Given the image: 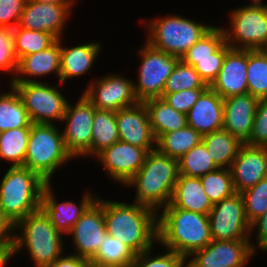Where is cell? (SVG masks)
<instances>
[{
    "label": "cell",
    "mask_w": 267,
    "mask_h": 267,
    "mask_svg": "<svg viewBox=\"0 0 267 267\" xmlns=\"http://www.w3.org/2000/svg\"><path fill=\"white\" fill-rule=\"evenodd\" d=\"M106 231L136 254L158 242L157 212L136 202L103 200Z\"/></svg>",
    "instance_id": "obj_1"
},
{
    "label": "cell",
    "mask_w": 267,
    "mask_h": 267,
    "mask_svg": "<svg viewBox=\"0 0 267 267\" xmlns=\"http://www.w3.org/2000/svg\"><path fill=\"white\" fill-rule=\"evenodd\" d=\"M157 213L158 243L186 259L211 241L208 215L176 207Z\"/></svg>",
    "instance_id": "obj_2"
},
{
    "label": "cell",
    "mask_w": 267,
    "mask_h": 267,
    "mask_svg": "<svg viewBox=\"0 0 267 267\" xmlns=\"http://www.w3.org/2000/svg\"><path fill=\"white\" fill-rule=\"evenodd\" d=\"M178 175V160L155 149L124 186L135 187L134 202L158 213L170 203Z\"/></svg>",
    "instance_id": "obj_3"
},
{
    "label": "cell",
    "mask_w": 267,
    "mask_h": 267,
    "mask_svg": "<svg viewBox=\"0 0 267 267\" xmlns=\"http://www.w3.org/2000/svg\"><path fill=\"white\" fill-rule=\"evenodd\" d=\"M14 230L9 259L25 247L34 261V267H48L64 254L63 234L55 229L41 208L20 220Z\"/></svg>",
    "instance_id": "obj_4"
},
{
    "label": "cell",
    "mask_w": 267,
    "mask_h": 267,
    "mask_svg": "<svg viewBox=\"0 0 267 267\" xmlns=\"http://www.w3.org/2000/svg\"><path fill=\"white\" fill-rule=\"evenodd\" d=\"M5 172L0 182V207L15 226L40 209L42 191L47 182L23 166H10Z\"/></svg>",
    "instance_id": "obj_5"
},
{
    "label": "cell",
    "mask_w": 267,
    "mask_h": 267,
    "mask_svg": "<svg viewBox=\"0 0 267 267\" xmlns=\"http://www.w3.org/2000/svg\"><path fill=\"white\" fill-rule=\"evenodd\" d=\"M59 130L54 124H31L23 167L37 173L47 183H51L55 170L73 158Z\"/></svg>",
    "instance_id": "obj_6"
},
{
    "label": "cell",
    "mask_w": 267,
    "mask_h": 267,
    "mask_svg": "<svg viewBox=\"0 0 267 267\" xmlns=\"http://www.w3.org/2000/svg\"><path fill=\"white\" fill-rule=\"evenodd\" d=\"M145 24L149 29L145 41L153 48L179 59L213 27L177 14L150 19Z\"/></svg>",
    "instance_id": "obj_7"
},
{
    "label": "cell",
    "mask_w": 267,
    "mask_h": 267,
    "mask_svg": "<svg viewBox=\"0 0 267 267\" xmlns=\"http://www.w3.org/2000/svg\"><path fill=\"white\" fill-rule=\"evenodd\" d=\"M251 1L230 11L231 29L222 27L225 42L233 49H267V4L263 0Z\"/></svg>",
    "instance_id": "obj_8"
},
{
    "label": "cell",
    "mask_w": 267,
    "mask_h": 267,
    "mask_svg": "<svg viewBox=\"0 0 267 267\" xmlns=\"http://www.w3.org/2000/svg\"><path fill=\"white\" fill-rule=\"evenodd\" d=\"M141 63L134 92L139 102L152 98H162L168 77L180 60L178 57L153 48L147 42L138 50Z\"/></svg>",
    "instance_id": "obj_9"
},
{
    "label": "cell",
    "mask_w": 267,
    "mask_h": 267,
    "mask_svg": "<svg viewBox=\"0 0 267 267\" xmlns=\"http://www.w3.org/2000/svg\"><path fill=\"white\" fill-rule=\"evenodd\" d=\"M18 92L31 123L55 124L62 121L68 100L58 90L44 82L10 83Z\"/></svg>",
    "instance_id": "obj_10"
},
{
    "label": "cell",
    "mask_w": 267,
    "mask_h": 267,
    "mask_svg": "<svg viewBox=\"0 0 267 267\" xmlns=\"http://www.w3.org/2000/svg\"><path fill=\"white\" fill-rule=\"evenodd\" d=\"M212 240H249L250 223L245 215L241 193L213 204L208 215Z\"/></svg>",
    "instance_id": "obj_11"
},
{
    "label": "cell",
    "mask_w": 267,
    "mask_h": 267,
    "mask_svg": "<svg viewBox=\"0 0 267 267\" xmlns=\"http://www.w3.org/2000/svg\"><path fill=\"white\" fill-rule=\"evenodd\" d=\"M94 112L95 107L84 94L74 106L70 102L66 106L61 121L66 125L62 134L66 149L74 159L91 155Z\"/></svg>",
    "instance_id": "obj_12"
},
{
    "label": "cell",
    "mask_w": 267,
    "mask_h": 267,
    "mask_svg": "<svg viewBox=\"0 0 267 267\" xmlns=\"http://www.w3.org/2000/svg\"><path fill=\"white\" fill-rule=\"evenodd\" d=\"M133 80L122 75L108 74L91 82L83 94L96 109L118 111L139 101L134 92Z\"/></svg>",
    "instance_id": "obj_13"
},
{
    "label": "cell",
    "mask_w": 267,
    "mask_h": 267,
    "mask_svg": "<svg viewBox=\"0 0 267 267\" xmlns=\"http://www.w3.org/2000/svg\"><path fill=\"white\" fill-rule=\"evenodd\" d=\"M254 255L249 240H212L188 257L186 267H245Z\"/></svg>",
    "instance_id": "obj_14"
},
{
    "label": "cell",
    "mask_w": 267,
    "mask_h": 267,
    "mask_svg": "<svg viewBox=\"0 0 267 267\" xmlns=\"http://www.w3.org/2000/svg\"><path fill=\"white\" fill-rule=\"evenodd\" d=\"M69 234L75 247L73 254L91 260L107 234L103 215V199L97 197L75 223Z\"/></svg>",
    "instance_id": "obj_15"
},
{
    "label": "cell",
    "mask_w": 267,
    "mask_h": 267,
    "mask_svg": "<svg viewBox=\"0 0 267 267\" xmlns=\"http://www.w3.org/2000/svg\"><path fill=\"white\" fill-rule=\"evenodd\" d=\"M148 152L146 148L133 146L119 140L105 148L96 158L106 169L108 177L122 186L139 171Z\"/></svg>",
    "instance_id": "obj_16"
},
{
    "label": "cell",
    "mask_w": 267,
    "mask_h": 267,
    "mask_svg": "<svg viewBox=\"0 0 267 267\" xmlns=\"http://www.w3.org/2000/svg\"><path fill=\"white\" fill-rule=\"evenodd\" d=\"M73 6L27 0L18 27L50 33L60 39Z\"/></svg>",
    "instance_id": "obj_17"
},
{
    "label": "cell",
    "mask_w": 267,
    "mask_h": 267,
    "mask_svg": "<svg viewBox=\"0 0 267 267\" xmlns=\"http://www.w3.org/2000/svg\"><path fill=\"white\" fill-rule=\"evenodd\" d=\"M229 169L236 193L253 187L267 176V147L243 143Z\"/></svg>",
    "instance_id": "obj_18"
},
{
    "label": "cell",
    "mask_w": 267,
    "mask_h": 267,
    "mask_svg": "<svg viewBox=\"0 0 267 267\" xmlns=\"http://www.w3.org/2000/svg\"><path fill=\"white\" fill-rule=\"evenodd\" d=\"M119 140L133 146L156 149V138L143 102L116 111Z\"/></svg>",
    "instance_id": "obj_19"
},
{
    "label": "cell",
    "mask_w": 267,
    "mask_h": 267,
    "mask_svg": "<svg viewBox=\"0 0 267 267\" xmlns=\"http://www.w3.org/2000/svg\"><path fill=\"white\" fill-rule=\"evenodd\" d=\"M52 189L50 183L44 186L40 208L49 217L56 230L63 235H68L86 209L97 199V196H93L91 192L87 191L79 205L72 201H64L58 204Z\"/></svg>",
    "instance_id": "obj_20"
},
{
    "label": "cell",
    "mask_w": 267,
    "mask_h": 267,
    "mask_svg": "<svg viewBox=\"0 0 267 267\" xmlns=\"http://www.w3.org/2000/svg\"><path fill=\"white\" fill-rule=\"evenodd\" d=\"M259 99L247 93L223 99V127L245 143L251 134Z\"/></svg>",
    "instance_id": "obj_21"
},
{
    "label": "cell",
    "mask_w": 267,
    "mask_h": 267,
    "mask_svg": "<svg viewBox=\"0 0 267 267\" xmlns=\"http://www.w3.org/2000/svg\"><path fill=\"white\" fill-rule=\"evenodd\" d=\"M247 50L231 48L223 61L219 74L209 86L223 99L248 93Z\"/></svg>",
    "instance_id": "obj_22"
},
{
    "label": "cell",
    "mask_w": 267,
    "mask_h": 267,
    "mask_svg": "<svg viewBox=\"0 0 267 267\" xmlns=\"http://www.w3.org/2000/svg\"><path fill=\"white\" fill-rule=\"evenodd\" d=\"M187 125L201 136L223 127V98L208 87L186 114Z\"/></svg>",
    "instance_id": "obj_23"
},
{
    "label": "cell",
    "mask_w": 267,
    "mask_h": 267,
    "mask_svg": "<svg viewBox=\"0 0 267 267\" xmlns=\"http://www.w3.org/2000/svg\"><path fill=\"white\" fill-rule=\"evenodd\" d=\"M51 73L60 81V39L43 51L22 57L18 61L17 75L11 78L10 83L42 82L30 78L48 76Z\"/></svg>",
    "instance_id": "obj_24"
},
{
    "label": "cell",
    "mask_w": 267,
    "mask_h": 267,
    "mask_svg": "<svg viewBox=\"0 0 267 267\" xmlns=\"http://www.w3.org/2000/svg\"><path fill=\"white\" fill-rule=\"evenodd\" d=\"M62 38H60V82L74 77L85 75L91 69L93 63L100 55L101 42H91L81 45H75L68 48L62 46Z\"/></svg>",
    "instance_id": "obj_25"
},
{
    "label": "cell",
    "mask_w": 267,
    "mask_h": 267,
    "mask_svg": "<svg viewBox=\"0 0 267 267\" xmlns=\"http://www.w3.org/2000/svg\"><path fill=\"white\" fill-rule=\"evenodd\" d=\"M165 207H176L209 215L213 204L208 199L199 177H189L179 174L171 201Z\"/></svg>",
    "instance_id": "obj_26"
},
{
    "label": "cell",
    "mask_w": 267,
    "mask_h": 267,
    "mask_svg": "<svg viewBox=\"0 0 267 267\" xmlns=\"http://www.w3.org/2000/svg\"><path fill=\"white\" fill-rule=\"evenodd\" d=\"M143 103L147 108L156 140L167 132L179 130L187 125L186 114L173 109L163 98H152Z\"/></svg>",
    "instance_id": "obj_27"
},
{
    "label": "cell",
    "mask_w": 267,
    "mask_h": 267,
    "mask_svg": "<svg viewBox=\"0 0 267 267\" xmlns=\"http://www.w3.org/2000/svg\"><path fill=\"white\" fill-rule=\"evenodd\" d=\"M202 142L219 168H230L243 144L224 129L202 136Z\"/></svg>",
    "instance_id": "obj_28"
},
{
    "label": "cell",
    "mask_w": 267,
    "mask_h": 267,
    "mask_svg": "<svg viewBox=\"0 0 267 267\" xmlns=\"http://www.w3.org/2000/svg\"><path fill=\"white\" fill-rule=\"evenodd\" d=\"M9 87V92H0V132L31 128L32 123L22 99L12 85L9 84Z\"/></svg>",
    "instance_id": "obj_29"
},
{
    "label": "cell",
    "mask_w": 267,
    "mask_h": 267,
    "mask_svg": "<svg viewBox=\"0 0 267 267\" xmlns=\"http://www.w3.org/2000/svg\"><path fill=\"white\" fill-rule=\"evenodd\" d=\"M117 141H119V132L116 112L95 108L92 124L91 156H97Z\"/></svg>",
    "instance_id": "obj_30"
},
{
    "label": "cell",
    "mask_w": 267,
    "mask_h": 267,
    "mask_svg": "<svg viewBox=\"0 0 267 267\" xmlns=\"http://www.w3.org/2000/svg\"><path fill=\"white\" fill-rule=\"evenodd\" d=\"M200 142L202 136L186 125L184 128L161 135L156 140V149L164 155L179 160Z\"/></svg>",
    "instance_id": "obj_31"
},
{
    "label": "cell",
    "mask_w": 267,
    "mask_h": 267,
    "mask_svg": "<svg viewBox=\"0 0 267 267\" xmlns=\"http://www.w3.org/2000/svg\"><path fill=\"white\" fill-rule=\"evenodd\" d=\"M135 256L136 253L129 246L107 233L90 262L103 266L130 267Z\"/></svg>",
    "instance_id": "obj_32"
},
{
    "label": "cell",
    "mask_w": 267,
    "mask_h": 267,
    "mask_svg": "<svg viewBox=\"0 0 267 267\" xmlns=\"http://www.w3.org/2000/svg\"><path fill=\"white\" fill-rule=\"evenodd\" d=\"M31 128H17L0 132V159L23 166Z\"/></svg>",
    "instance_id": "obj_33"
},
{
    "label": "cell",
    "mask_w": 267,
    "mask_h": 267,
    "mask_svg": "<svg viewBox=\"0 0 267 267\" xmlns=\"http://www.w3.org/2000/svg\"><path fill=\"white\" fill-rule=\"evenodd\" d=\"M248 93L257 99L267 98V49L247 50Z\"/></svg>",
    "instance_id": "obj_34"
},
{
    "label": "cell",
    "mask_w": 267,
    "mask_h": 267,
    "mask_svg": "<svg viewBox=\"0 0 267 267\" xmlns=\"http://www.w3.org/2000/svg\"><path fill=\"white\" fill-rule=\"evenodd\" d=\"M12 34L18 61L24 56L47 49L57 40L50 33L28 30L18 26L12 29Z\"/></svg>",
    "instance_id": "obj_35"
},
{
    "label": "cell",
    "mask_w": 267,
    "mask_h": 267,
    "mask_svg": "<svg viewBox=\"0 0 267 267\" xmlns=\"http://www.w3.org/2000/svg\"><path fill=\"white\" fill-rule=\"evenodd\" d=\"M219 167L211 159L203 142L194 146L178 160V171L180 175L189 177H202Z\"/></svg>",
    "instance_id": "obj_36"
},
{
    "label": "cell",
    "mask_w": 267,
    "mask_h": 267,
    "mask_svg": "<svg viewBox=\"0 0 267 267\" xmlns=\"http://www.w3.org/2000/svg\"><path fill=\"white\" fill-rule=\"evenodd\" d=\"M202 187L212 204L232 196L235 192L229 168H218L200 177Z\"/></svg>",
    "instance_id": "obj_37"
},
{
    "label": "cell",
    "mask_w": 267,
    "mask_h": 267,
    "mask_svg": "<svg viewBox=\"0 0 267 267\" xmlns=\"http://www.w3.org/2000/svg\"><path fill=\"white\" fill-rule=\"evenodd\" d=\"M208 87L193 66L187 65L179 60L165 83L163 93H174L181 90Z\"/></svg>",
    "instance_id": "obj_38"
},
{
    "label": "cell",
    "mask_w": 267,
    "mask_h": 267,
    "mask_svg": "<svg viewBox=\"0 0 267 267\" xmlns=\"http://www.w3.org/2000/svg\"><path fill=\"white\" fill-rule=\"evenodd\" d=\"M231 47L224 42L214 53L213 57L204 58H181L180 60L190 66H193L199 73L200 78L206 85L210 86L219 74L223 65L226 53Z\"/></svg>",
    "instance_id": "obj_39"
},
{
    "label": "cell",
    "mask_w": 267,
    "mask_h": 267,
    "mask_svg": "<svg viewBox=\"0 0 267 267\" xmlns=\"http://www.w3.org/2000/svg\"><path fill=\"white\" fill-rule=\"evenodd\" d=\"M241 195L247 221L251 224L267 212V176Z\"/></svg>",
    "instance_id": "obj_40"
},
{
    "label": "cell",
    "mask_w": 267,
    "mask_h": 267,
    "mask_svg": "<svg viewBox=\"0 0 267 267\" xmlns=\"http://www.w3.org/2000/svg\"><path fill=\"white\" fill-rule=\"evenodd\" d=\"M225 42L222 26L212 27L181 58L213 57V53Z\"/></svg>",
    "instance_id": "obj_41"
},
{
    "label": "cell",
    "mask_w": 267,
    "mask_h": 267,
    "mask_svg": "<svg viewBox=\"0 0 267 267\" xmlns=\"http://www.w3.org/2000/svg\"><path fill=\"white\" fill-rule=\"evenodd\" d=\"M152 249L136 254L130 267H186V258L166 249L165 254L151 256Z\"/></svg>",
    "instance_id": "obj_42"
},
{
    "label": "cell",
    "mask_w": 267,
    "mask_h": 267,
    "mask_svg": "<svg viewBox=\"0 0 267 267\" xmlns=\"http://www.w3.org/2000/svg\"><path fill=\"white\" fill-rule=\"evenodd\" d=\"M18 59L14 49L11 28L0 27V73H17Z\"/></svg>",
    "instance_id": "obj_43"
},
{
    "label": "cell",
    "mask_w": 267,
    "mask_h": 267,
    "mask_svg": "<svg viewBox=\"0 0 267 267\" xmlns=\"http://www.w3.org/2000/svg\"><path fill=\"white\" fill-rule=\"evenodd\" d=\"M245 143L251 146L267 147V98L259 99L252 131Z\"/></svg>",
    "instance_id": "obj_44"
},
{
    "label": "cell",
    "mask_w": 267,
    "mask_h": 267,
    "mask_svg": "<svg viewBox=\"0 0 267 267\" xmlns=\"http://www.w3.org/2000/svg\"><path fill=\"white\" fill-rule=\"evenodd\" d=\"M206 89L195 88L174 93H163L162 98L176 111L187 114Z\"/></svg>",
    "instance_id": "obj_45"
},
{
    "label": "cell",
    "mask_w": 267,
    "mask_h": 267,
    "mask_svg": "<svg viewBox=\"0 0 267 267\" xmlns=\"http://www.w3.org/2000/svg\"><path fill=\"white\" fill-rule=\"evenodd\" d=\"M27 0H0V27L15 28Z\"/></svg>",
    "instance_id": "obj_46"
},
{
    "label": "cell",
    "mask_w": 267,
    "mask_h": 267,
    "mask_svg": "<svg viewBox=\"0 0 267 267\" xmlns=\"http://www.w3.org/2000/svg\"><path fill=\"white\" fill-rule=\"evenodd\" d=\"M256 228V242L257 246L250 241V247L252 252L256 254V251L259 249L261 251L267 252V212L257 218L250 224V232H253ZM258 248V249H256Z\"/></svg>",
    "instance_id": "obj_47"
},
{
    "label": "cell",
    "mask_w": 267,
    "mask_h": 267,
    "mask_svg": "<svg viewBox=\"0 0 267 267\" xmlns=\"http://www.w3.org/2000/svg\"><path fill=\"white\" fill-rule=\"evenodd\" d=\"M14 233V225L0 207V249L5 250L8 254L13 244Z\"/></svg>",
    "instance_id": "obj_48"
},
{
    "label": "cell",
    "mask_w": 267,
    "mask_h": 267,
    "mask_svg": "<svg viewBox=\"0 0 267 267\" xmlns=\"http://www.w3.org/2000/svg\"><path fill=\"white\" fill-rule=\"evenodd\" d=\"M61 255L54 260L48 267H89L90 260L76 256L74 254Z\"/></svg>",
    "instance_id": "obj_49"
},
{
    "label": "cell",
    "mask_w": 267,
    "mask_h": 267,
    "mask_svg": "<svg viewBox=\"0 0 267 267\" xmlns=\"http://www.w3.org/2000/svg\"><path fill=\"white\" fill-rule=\"evenodd\" d=\"M36 2L53 3L59 5H75L74 0H32Z\"/></svg>",
    "instance_id": "obj_50"
},
{
    "label": "cell",
    "mask_w": 267,
    "mask_h": 267,
    "mask_svg": "<svg viewBox=\"0 0 267 267\" xmlns=\"http://www.w3.org/2000/svg\"><path fill=\"white\" fill-rule=\"evenodd\" d=\"M9 260V254L5 250L0 249V267H6Z\"/></svg>",
    "instance_id": "obj_51"
},
{
    "label": "cell",
    "mask_w": 267,
    "mask_h": 267,
    "mask_svg": "<svg viewBox=\"0 0 267 267\" xmlns=\"http://www.w3.org/2000/svg\"><path fill=\"white\" fill-rule=\"evenodd\" d=\"M89 267H113V266H103V265H98L93 262H90Z\"/></svg>",
    "instance_id": "obj_52"
}]
</instances>
